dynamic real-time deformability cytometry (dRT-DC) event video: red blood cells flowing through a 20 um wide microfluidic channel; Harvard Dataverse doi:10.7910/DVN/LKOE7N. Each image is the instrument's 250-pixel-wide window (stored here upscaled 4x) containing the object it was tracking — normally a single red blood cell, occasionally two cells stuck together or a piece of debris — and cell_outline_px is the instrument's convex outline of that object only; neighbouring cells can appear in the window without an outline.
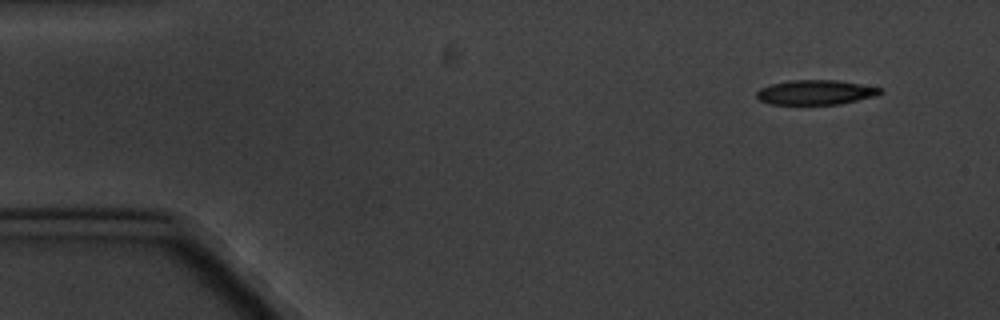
{"species": "common noctule bat (a hibernating species)", "species_latin": "Nyctalus noctula", "temperature_condition": "cold", "stored_images_in_passage": 5, "camera_frame_rate_fps": 3000, "um_per_image_px": 0.085, "animal": {"sex": "male", "body_mass_g": 20.1, "forearm_length_mm": 53.5}, "frame": {"image": 1, "passage_image": 1, "time_ms": 0.0, "image_size_px": [1000, 320], "cell_outline_px": [[884, 92], [876, 96], [840, 104], [772, 104], [760, 100], [756, 96], [756, 92], [760, 88], [772, 84], [788, 80], [836, 80], [884, 88]], "centroid_in_image_um": [69.36, 7.84], "position_along_channel_um": 15.6, "area_um2": 17.8}}
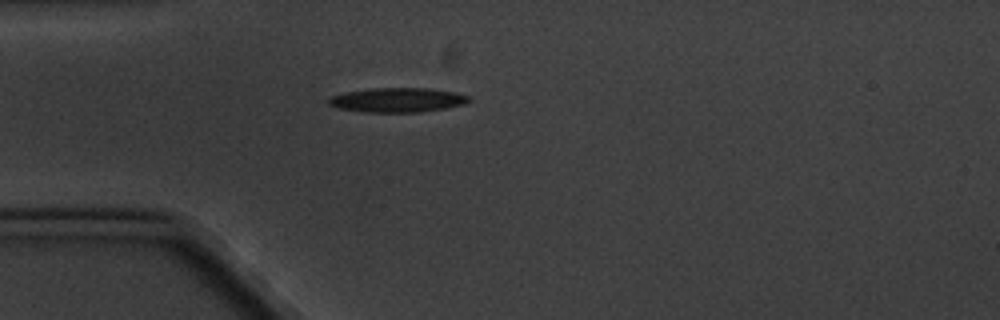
{"frame": {"image": 2, "passage_image": 4, "time_ms": 3.667, "image_size_px": [1000, 320], "cell_outline_px": [[472, 100], [464, 104], [448, 108], [420, 112], [364, 112], [340, 108], [328, 104], [328, 96], [344, 92], [372, 88], [428, 88], [452, 92], [468, 96]], "centroid_in_image_um": [33.76, 8.5], "position_along_channel_um": 51.2, "area_um2": 20.0}}